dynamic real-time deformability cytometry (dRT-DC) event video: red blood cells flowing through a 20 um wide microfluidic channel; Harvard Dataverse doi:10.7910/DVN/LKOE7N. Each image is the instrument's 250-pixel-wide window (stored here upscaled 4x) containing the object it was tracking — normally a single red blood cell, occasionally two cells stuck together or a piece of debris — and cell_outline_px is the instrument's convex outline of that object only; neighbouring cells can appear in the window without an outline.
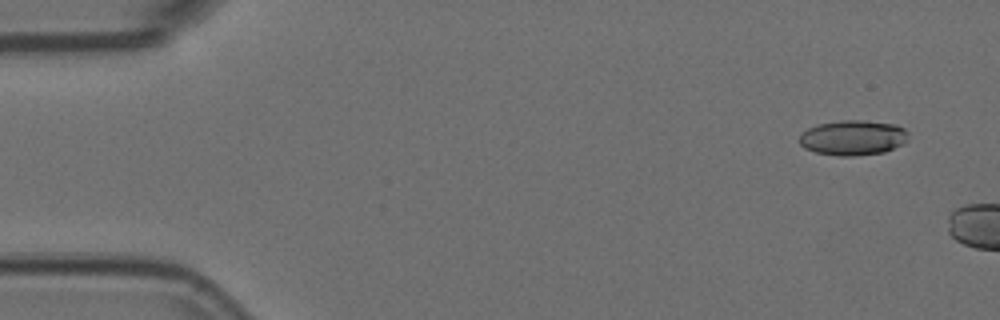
{"species": "Egyptian fruit bat (a non-hibernating species)", "species_latin": "Rousettus aegyptiacus", "temperature_condition": "room temperature", "stored_images_in_passage": 14, "camera_frame_rate_fps": 3000, "um_per_image_px": 0.085, "animal": {"sex": "female"}, "frame": {"image": 1, "passage_image": 4, "time_ms": 1.0, "image_size_px": [1000, 320], "cell_outline_px": [[908, 140], [904, 144], [884, 152], [856, 156], [836, 156], [816, 152], [804, 148], [796, 140], [808, 128], [816, 124], [840, 120], [864, 120], [896, 124], [904, 128], [908, 132]], "centroid_in_image_um": [72.51, 11.7], "position_along_channel_um": 12.5, "area_um2": 22.66}}